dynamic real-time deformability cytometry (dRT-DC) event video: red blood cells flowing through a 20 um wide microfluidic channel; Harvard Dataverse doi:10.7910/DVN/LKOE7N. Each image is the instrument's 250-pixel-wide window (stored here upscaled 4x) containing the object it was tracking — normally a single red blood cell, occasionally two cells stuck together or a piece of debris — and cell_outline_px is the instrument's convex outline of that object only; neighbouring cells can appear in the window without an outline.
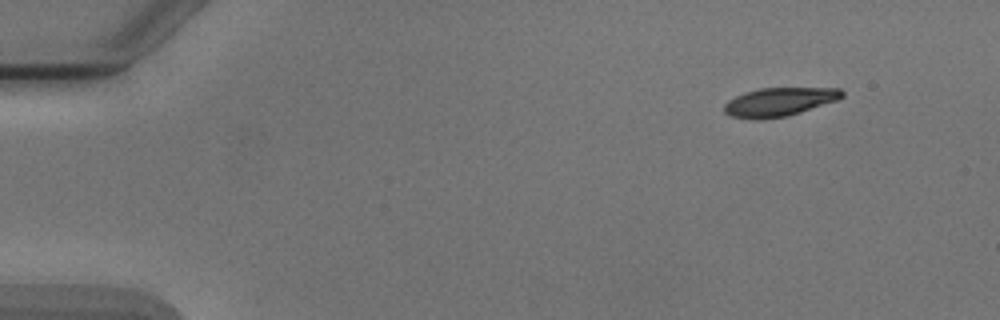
{"species": "Egyptian fruit bat (a non-hibernating species)", "species_latin": "Rousettus aegyptiacus", "temperature_condition": "cold", "stored_images_in_passage": 4, "camera_frame_rate_fps": 3000, "um_per_image_px": 0.085, "animal": {"sex": "male"}, "frame": {"image": 1, "passage_image": 1, "time_ms": 0.0, "image_size_px": [1000, 320], "cell_outline_px": [[844, 96], [836, 100], [788, 116], [760, 120], [752, 120], [732, 116], [724, 112], [724, 104], [728, 100], [736, 96], [760, 88], [840, 88], [844, 92]], "centroid_in_image_um": [66.22, 8.67], "position_along_channel_um": 18.8, "area_um2": 19.54}}
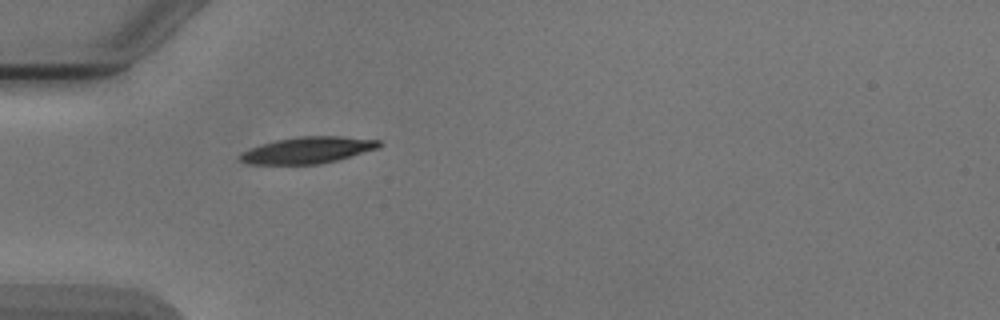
{"frame": {"image": 2, "passage_image": 4, "time_ms": 3.667, "image_size_px": [1000, 320], "cell_outline_px": [[380, 144], [376, 148], [336, 160], [316, 164], [248, 164], [240, 160], [240, 156], [244, 152], [252, 148], [276, 140], [300, 136], [340, 136], [380, 140]], "centroid_in_image_um": [26.15, 12.76], "position_along_channel_um": 58.9, "area_um2": 20.87}}